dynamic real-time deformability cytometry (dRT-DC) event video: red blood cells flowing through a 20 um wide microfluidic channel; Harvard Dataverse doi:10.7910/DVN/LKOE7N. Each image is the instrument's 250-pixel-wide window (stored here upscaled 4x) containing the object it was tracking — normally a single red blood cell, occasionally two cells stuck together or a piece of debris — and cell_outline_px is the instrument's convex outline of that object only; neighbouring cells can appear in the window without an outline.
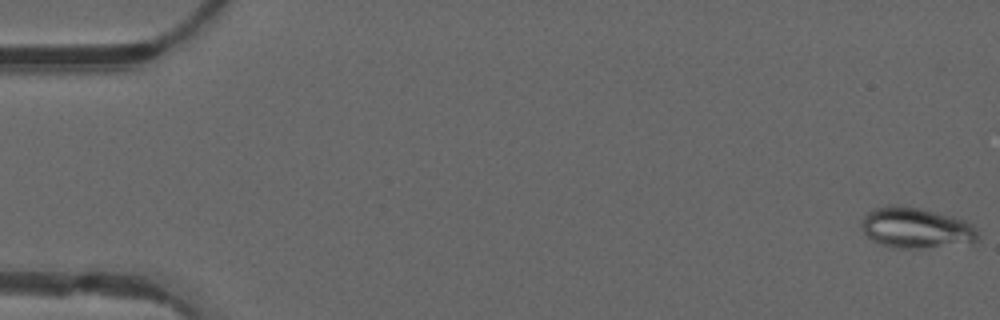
{"species": "common noctule bat (a hibernating species)", "species_latin": "Nyctalus noctula", "temperature_condition": "warm", "stored_images_in_passage": 27, "camera_frame_rate_fps": 3000, "um_per_image_px": 0.085, "animal": {"sex": "male", "forearm_length_mm": 52.5}, "frame": {"image": 1, "passage_image": 1, "time_ms": 0.0, "image_size_px": [1000, 320], "cell_outline_px": [[980, 240], [972, 244], [920, 248], [892, 248], [880, 244], [872, 240], [860, 228], [860, 220], [872, 208], [888, 204], [916, 208], [952, 216], [964, 220], [972, 224], [976, 228], [980, 236]], "centroid_in_image_um": [77.87, 19.39], "position_along_channel_um": 7.1, "area_um2": 28.03}}
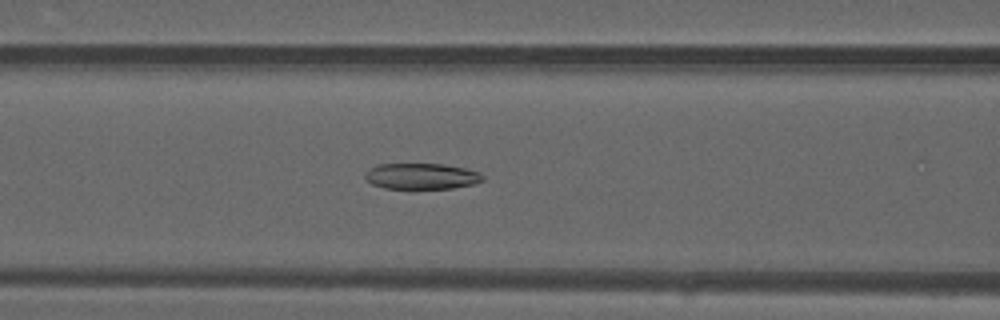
{"frame": {"image": 2, "passage_image": 21, "time_ms": 6.667, "image_size_px": [1000, 320], "cell_outline_px": [[484, 180], [472, 184], [452, 188], [384, 188], [372, 184], [364, 176], [372, 168], [380, 164], [444, 164], [464, 168], [480, 172], [484, 176]], "centroid_in_image_um": [35.87, 14.97], "position_along_channel_um": 130.7, "area_um2": 17.51}}
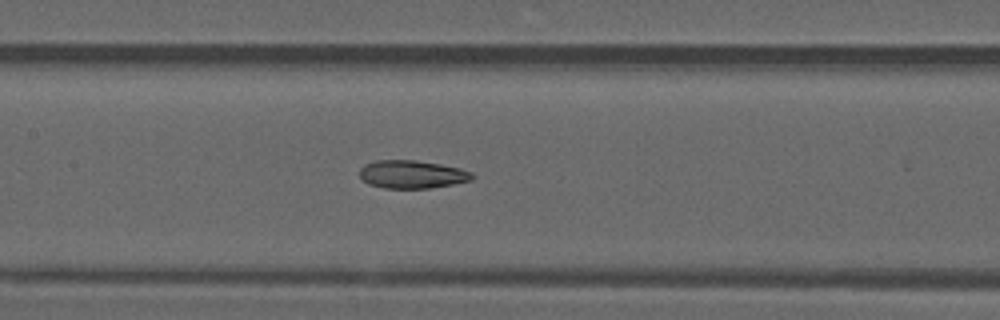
{"frame": {"image": 3, "passage_image": 24, "time_ms": 7.667, "image_size_px": [1000, 320], "cell_outline_px": [[476, 176], [472, 180], [452, 184], [428, 188], [384, 188], [368, 184], [360, 176], [360, 168], [364, 164], [376, 160], [416, 160], [440, 164], [460, 168], [472, 172]], "centroid_in_image_um": [35.03, 14.81], "position_along_channel_um": 172.4, "area_um2": 18.44}}